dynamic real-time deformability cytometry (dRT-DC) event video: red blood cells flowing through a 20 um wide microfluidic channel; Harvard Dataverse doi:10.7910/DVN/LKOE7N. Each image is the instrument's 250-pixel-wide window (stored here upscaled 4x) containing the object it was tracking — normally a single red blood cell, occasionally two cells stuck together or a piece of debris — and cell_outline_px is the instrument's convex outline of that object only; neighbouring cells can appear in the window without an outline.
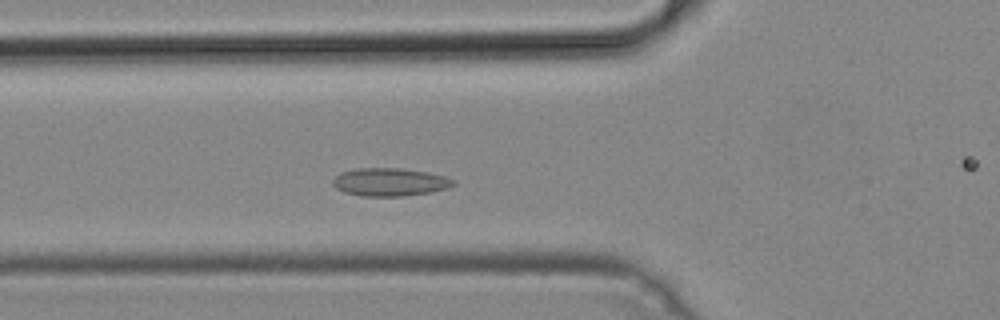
{"species": "common noctule bat (a hibernating species)", "species_latin": "Nyctalus noctula", "temperature_condition": "cold", "stored_images_in_passage": 48, "camera_frame_rate_fps": 3000, "um_per_image_px": 0.085, "animal": {"sex": "male", "body_mass_g": 19.2, "forearm_length_mm": 51.8}, "frame": {"image": 1, "passage_image": 14, "time_ms": 4.333, "image_size_px": [1000, 320], "cell_outline_px": [[456, 184], [448, 188], [428, 192], [404, 196], [360, 196], [344, 192], [336, 188], [332, 184], [332, 180], [340, 172], [356, 168], [400, 168], [428, 172], [444, 176], [456, 180]], "centroid_in_image_um": [33.12, 15.47], "position_along_channel_um": 92.7, "area_um2": 19.77}}
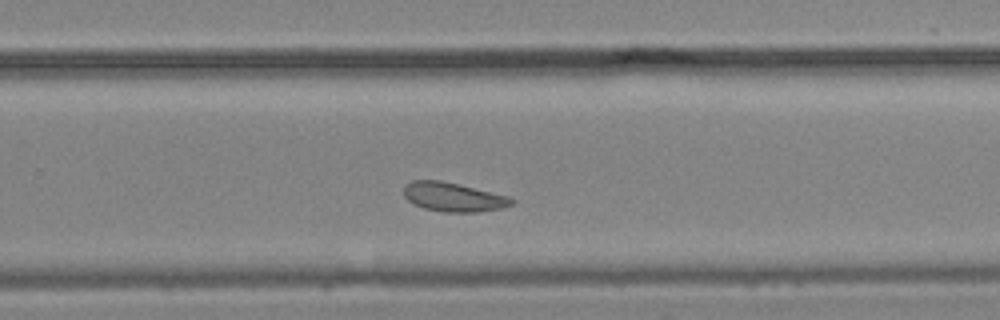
{"frame": {"image": 2, "passage_image": 29, "time_ms": 9.333, "image_size_px": [1000, 320], "cell_outline_px": [[516, 200], [512, 204], [500, 208], [480, 212], [440, 212], [424, 208], [408, 200], [404, 196], [404, 184], [412, 180], [440, 180], [508, 196]], "centroid_in_image_um": [38.51, 16.75], "position_along_channel_um": 291.3, "area_um2": 18.15}}
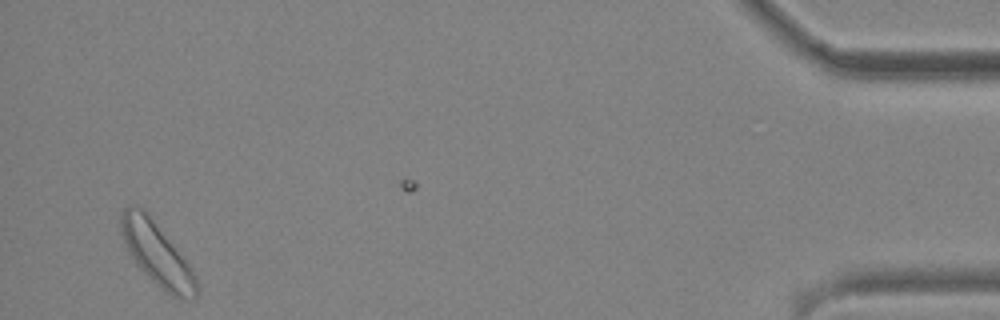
{"frame": {"image": 3, "passage_image": 45, "time_ms": 14.667, "image_size_px": [1000, 320], "cell_outline_px": [[200, 288], [196, 296], [184, 300], [172, 296], [156, 284], [136, 264], [124, 244], [120, 232], [120, 220], [124, 208], [132, 204], [136, 204], [148, 216], [192, 268], [196, 276]], "centroid_in_image_um": [13.34, 21.64], "position_along_channel_um": 421.9, "area_um2": 26.99}}